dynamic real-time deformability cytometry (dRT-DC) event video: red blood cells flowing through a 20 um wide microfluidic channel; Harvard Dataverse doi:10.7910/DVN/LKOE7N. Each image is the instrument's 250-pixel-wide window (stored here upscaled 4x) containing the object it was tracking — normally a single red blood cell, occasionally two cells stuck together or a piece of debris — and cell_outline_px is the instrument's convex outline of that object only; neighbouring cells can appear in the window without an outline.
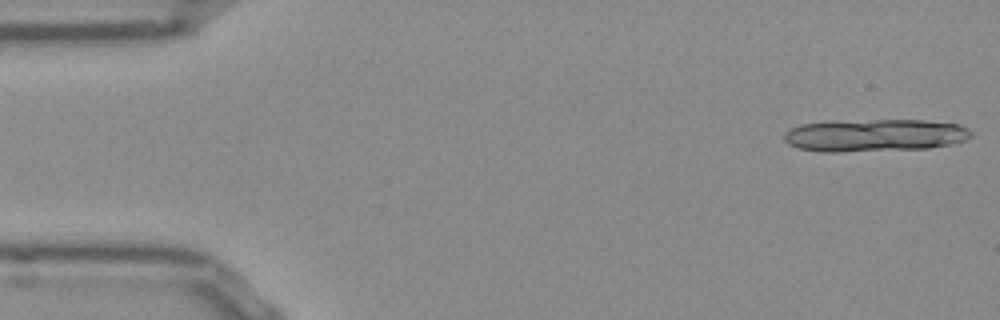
{"species": "Egyptian fruit bat (a non-hibernating species)", "species_latin": "Rousettus aegyptiacus", "temperature_condition": "room temperature", "stored_images_in_passage": 11, "camera_frame_rate_fps": 3000, "um_per_image_px": 0.085, "frame": {"image": 1, "passage_image": 1, "time_ms": 0.0, "image_size_px": [1000, 320], "cell_outline_px": [[972, 136], [964, 140], [948, 144], [928, 148], [840, 152], [820, 152], [800, 148], [788, 144], [784, 140], [784, 132], [800, 124], [876, 120], [924, 120], [960, 124], [968, 128], [972, 132]], "centroid_in_image_um": [74.37, 11.51], "position_along_channel_um": 10.6, "area_um2": 35.08}}